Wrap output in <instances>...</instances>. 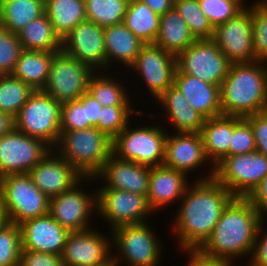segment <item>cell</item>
I'll return each mask as SVG.
<instances>
[{
	"label": "cell",
	"instance_id": "obj_13",
	"mask_svg": "<svg viewBox=\"0 0 267 266\" xmlns=\"http://www.w3.org/2000/svg\"><path fill=\"white\" fill-rule=\"evenodd\" d=\"M212 40L231 64L256 62L252 34V9L214 28Z\"/></svg>",
	"mask_w": 267,
	"mask_h": 266
},
{
	"label": "cell",
	"instance_id": "obj_2",
	"mask_svg": "<svg viewBox=\"0 0 267 266\" xmlns=\"http://www.w3.org/2000/svg\"><path fill=\"white\" fill-rule=\"evenodd\" d=\"M260 212L247 198L234 197L223 209L213 232L197 249L207 257L232 262L234 257L252 255Z\"/></svg>",
	"mask_w": 267,
	"mask_h": 266
},
{
	"label": "cell",
	"instance_id": "obj_36",
	"mask_svg": "<svg viewBox=\"0 0 267 266\" xmlns=\"http://www.w3.org/2000/svg\"><path fill=\"white\" fill-rule=\"evenodd\" d=\"M174 7L196 40L213 38L214 27L201 9L198 0H174Z\"/></svg>",
	"mask_w": 267,
	"mask_h": 266
},
{
	"label": "cell",
	"instance_id": "obj_47",
	"mask_svg": "<svg viewBox=\"0 0 267 266\" xmlns=\"http://www.w3.org/2000/svg\"><path fill=\"white\" fill-rule=\"evenodd\" d=\"M263 224V218H261L257 230L254 251L249 261L251 264L249 263V266H267V232L261 237V240L259 238V235L264 231L262 228Z\"/></svg>",
	"mask_w": 267,
	"mask_h": 266
},
{
	"label": "cell",
	"instance_id": "obj_1",
	"mask_svg": "<svg viewBox=\"0 0 267 266\" xmlns=\"http://www.w3.org/2000/svg\"><path fill=\"white\" fill-rule=\"evenodd\" d=\"M209 176L196 181L182 197L175 216L174 230L183 250H197L213 232L223 209L234 198L232 193L214 178V166ZM190 187V188H189Z\"/></svg>",
	"mask_w": 267,
	"mask_h": 266
},
{
	"label": "cell",
	"instance_id": "obj_20",
	"mask_svg": "<svg viewBox=\"0 0 267 266\" xmlns=\"http://www.w3.org/2000/svg\"><path fill=\"white\" fill-rule=\"evenodd\" d=\"M22 250L62 255L70 233L60 226L49 213L19 224Z\"/></svg>",
	"mask_w": 267,
	"mask_h": 266
},
{
	"label": "cell",
	"instance_id": "obj_12",
	"mask_svg": "<svg viewBox=\"0 0 267 266\" xmlns=\"http://www.w3.org/2000/svg\"><path fill=\"white\" fill-rule=\"evenodd\" d=\"M113 244L129 266H157L161 244L147 222L125 224L112 229ZM157 237V238H156Z\"/></svg>",
	"mask_w": 267,
	"mask_h": 266
},
{
	"label": "cell",
	"instance_id": "obj_26",
	"mask_svg": "<svg viewBox=\"0 0 267 266\" xmlns=\"http://www.w3.org/2000/svg\"><path fill=\"white\" fill-rule=\"evenodd\" d=\"M242 118L240 116L219 115L205 119L200 133L205 154L214 166L225 156H229L233 128Z\"/></svg>",
	"mask_w": 267,
	"mask_h": 266
},
{
	"label": "cell",
	"instance_id": "obj_49",
	"mask_svg": "<svg viewBox=\"0 0 267 266\" xmlns=\"http://www.w3.org/2000/svg\"><path fill=\"white\" fill-rule=\"evenodd\" d=\"M78 100L83 106H86L87 121H90V128H97L103 106L88 92L84 93Z\"/></svg>",
	"mask_w": 267,
	"mask_h": 266
},
{
	"label": "cell",
	"instance_id": "obj_45",
	"mask_svg": "<svg viewBox=\"0 0 267 266\" xmlns=\"http://www.w3.org/2000/svg\"><path fill=\"white\" fill-rule=\"evenodd\" d=\"M244 118L251 124L256 151L267 157V110Z\"/></svg>",
	"mask_w": 267,
	"mask_h": 266
},
{
	"label": "cell",
	"instance_id": "obj_44",
	"mask_svg": "<svg viewBox=\"0 0 267 266\" xmlns=\"http://www.w3.org/2000/svg\"><path fill=\"white\" fill-rule=\"evenodd\" d=\"M256 151L251 124L243 117L233 128L229 155L246 154Z\"/></svg>",
	"mask_w": 267,
	"mask_h": 266
},
{
	"label": "cell",
	"instance_id": "obj_54",
	"mask_svg": "<svg viewBox=\"0 0 267 266\" xmlns=\"http://www.w3.org/2000/svg\"><path fill=\"white\" fill-rule=\"evenodd\" d=\"M101 266H115V264H104V265H101Z\"/></svg>",
	"mask_w": 267,
	"mask_h": 266
},
{
	"label": "cell",
	"instance_id": "obj_30",
	"mask_svg": "<svg viewBox=\"0 0 267 266\" xmlns=\"http://www.w3.org/2000/svg\"><path fill=\"white\" fill-rule=\"evenodd\" d=\"M45 0H0V23L17 34L45 13Z\"/></svg>",
	"mask_w": 267,
	"mask_h": 266
},
{
	"label": "cell",
	"instance_id": "obj_3",
	"mask_svg": "<svg viewBox=\"0 0 267 266\" xmlns=\"http://www.w3.org/2000/svg\"><path fill=\"white\" fill-rule=\"evenodd\" d=\"M263 63L230 65L219 86L222 115L246 117L267 110V67Z\"/></svg>",
	"mask_w": 267,
	"mask_h": 266
},
{
	"label": "cell",
	"instance_id": "obj_10",
	"mask_svg": "<svg viewBox=\"0 0 267 266\" xmlns=\"http://www.w3.org/2000/svg\"><path fill=\"white\" fill-rule=\"evenodd\" d=\"M95 72L66 53L57 52L43 91L61 104L78 100L88 91L89 80Z\"/></svg>",
	"mask_w": 267,
	"mask_h": 266
},
{
	"label": "cell",
	"instance_id": "obj_19",
	"mask_svg": "<svg viewBox=\"0 0 267 266\" xmlns=\"http://www.w3.org/2000/svg\"><path fill=\"white\" fill-rule=\"evenodd\" d=\"M54 154L55 156L53 157L52 152L49 151L28 173L35 186L48 198L70 190L83 178V176L59 154L56 152Z\"/></svg>",
	"mask_w": 267,
	"mask_h": 266
},
{
	"label": "cell",
	"instance_id": "obj_18",
	"mask_svg": "<svg viewBox=\"0 0 267 266\" xmlns=\"http://www.w3.org/2000/svg\"><path fill=\"white\" fill-rule=\"evenodd\" d=\"M130 68L143 77L157 99L174 84L176 56L155 44H144Z\"/></svg>",
	"mask_w": 267,
	"mask_h": 266
},
{
	"label": "cell",
	"instance_id": "obj_39",
	"mask_svg": "<svg viewBox=\"0 0 267 266\" xmlns=\"http://www.w3.org/2000/svg\"><path fill=\"white\" fill-rule=\"evenodd\" d=\"M250 8L256 60L267 62V0L254 2Z\"/></svg>",
	"mask_w": 267,
	"mask_h": 266
},
{
	"label": "cell",
	"instance_id": "obj_8",
	"mask_svg": "<svg viewBox=\"0 0 267 266\" xmlns=\"http://www.w3.org/2000/svg\"><path fill=\"white\" fill-rule=\"evenodd\" d=\"M267 175V157L257 151L225 156L214 166L213 178L234 197L247 198Z\"/></svg>",
	"mask_w": 267,
	"mask_h": 266
},
{
	"label": "cell",
	"instance_id": "obj_4",
	"mask_svg": "<svg viewBox=\"0 0 267 266\" xmlns=\"http://www.w3.org/2000/svg\"><path fill=\"white\" fill-rule=\"evenodd\" d=\"M59 154L83 177L95 179L112 155V139L96 127L64 131L58 143Z\"/></svg>",
	"mask_w": 267,
	"mask_h": 266
},
{
	"label": "cell",
	"instance_id": "obj_51",
	"mask_svg": "<svg viewBox=\"0 0 267 266\" xmlns=\"http://www.w3.org/2000/svg\"><path fill=\"white\" fill-rule=\"evenodd\" d=\"M154 13L159 16L164 15L167 11L174 7V0H141Z\"/></svg>",
	"mask_w": 267,
	"mask_h": 266
},
{
	"label": "cell",
	"instance_id": "obj_6",
	"mask_svg": "<svg viewBox=\"0 0 267 266\" xmlns=\"http://www.w3.org/2000/svg\"><path fill=\"white\" fill-rule=\"evenodd\" d=\"M128 126L112 140V155L148 167L162 166L169 134L154 125L131 130Z\"/></svg>",
	"mask_w": 267,
	"mask_h": 266
},
{
	"label": "cell",
	"instance_id": "obj_37",
	"mask_svg": "<svg viewBox=\"0 0 267 266\" xmlns=\"http://www.w3.org/2000/svg\"><path fill=\"white\" fill-rule=\"evenodd\" d=\"M98 76V77H97ZM91 76L88 83L90 93L103 107L114 105H130L129 96L121 83L104 75Z\"/></svg>",
	"mask_w": 267,
	"mask_h": 266
},
{
	"label": "cell",
	"instance_id": "obj_52",
	"mask_svg": "<svg viewBox=\"0 0 267 266\" xmlns=\"http://www.w3.org/2000/svg\"><path fill=\"white\" fill-rule=\"evenodd\" d=\"M15 128L14 118L5 112H0V137Z\"/></svg>",
	"mask_w": 267,
	"mask_h": 266
},
{
	"label": "cell",
	"instance_id": "obj_50",
	"mask_svg": "<svg viewBox=\"0 0 267 266\" xmlns=\"http://www.w3.org/2000/svg\"><path fill=\"white\" fill-rule=\"evenodd\" d=\"M190 254L188 266H232L230 262L204 256L198 250H182Z\"/></svg>",
	"mask_w": 267,
	"mask_h": 266
},
{
	"label": "cell",
	"instance_id": "obj_22",
	"mask_svg": "<svg viewBox=\"0 0 267 266\" xmlns=\"http://www.w3.org/2000/svg\"><path fill=\"white\" fill-rule=\"evenodd\" d=\"M208 162L201 133H177L167 136L163 165L187 174Z\"/></svg>",
	"mask_w": 267,
	"mask_h": 266
},
{
	"label": "cell",
	"instance_id": "obj_25",
	"mask_svg": "<svg viewBox=\"0 0 267 266\" xmlns=\"http://www.w3.org/2000/svg\"><path fill=\"white\" fill-rule=\"evenodd\" d=\"M166 111V116L179 133H200L205 118L195 110L174 84L157 98ZM168 114V115H167Z\"/></svg>",
	"mask_w": 267,
	"mask_h": 266
},
{
	"label": "cell",
	"instance_id": "obj_34",
	"mask_svg": "<svg viewBox=\"0 0 267 266\" xmlns=\"http://www.w3.org/2000/svg\"><path fill=\"white\" fill-rule=\"evenodd\" d=\"M33 92L28 84L11 74L0 75V112L15 118Z\"/></svg>",
	"mask_w": 267,
	"mask_h": 266
},
{
	"label": "cell",
	"instance_id": "obj_40",
	"mask_svg": "<svg viewBox=\"0 0 267 266\" xmlns=\"http://www.w3.org/2000/svg\"><path fill=\"white\" fill-rule=\"evenodd\" d=\"M129 105L102 107L97 128L112 140L129 124L130 114L134 112Z\"/></svg>",
	"mask_w": 267,
	"mask_h": 266
},
{
	"label": "cell",
	"instance_id": "obj_9",
	"mask_svg": "<svg viewBox=\"0 0 267 266\" xmlns=\"http://www.w3.org/2000/svg\"><path fill=\"white\" fill-rule=\"evenodd\" d=\"M231 63L212 39L196 40L176 56V72L198 77L219 85L228 74Z\"/></svg>",
	"mask_w": 267,
	"mask_h": 266
},
{
	"label": "cell",
	"instance_id": "obj_48",
	"mask_svg": "<svg viewBox=\"0 0 267 266\" xmlns=\"http://www.w3.org/2000/svg\"><path fill=\"white\" fill-rule=\"evenodd\" d=\"M247 199L260 212L261 218H263L264 212L267 213V175L251 192Z\"/></svg>",
	"mask_w": 267,
	"mask_h": 266
},
{
	"label": "cell",
	"instance_id": "obj_27",
	"mask_svg": "<svg viewBox=\"0 0 267 266\" xmlns=\"http://www.w3.org/2000/svg\"><path fill=\"white\" fill-rule=\"evenodd\" d=\"M104 43L107 67L112 61L131 67L144 45L123 22L104 28Z\"/></svg>",
	"mask_w": 267,
	"mask_h": 266
},
{
	"label": "cell",
	"instance_id": "obj_17",
	"mask_svg": "<svg viewBox=\"0 0 267 266\" xmlns=\"http://www.w3.org/2000/svg\"><path fill=\"white\" fill-rule=\"evenodd\" d=\"M84 179L86 177H83L70 190L49 198V214L69 232L89 229L88 219L92 213L91 209L93 208L92 211L97 209V194L90 196L78 187Z\"/></svg>",
	"mask_w": 267,
	"mask_h": 266
},
{
	"label": "cell",
	"instance_id": "obj_23",
	"mask_svg": "<svg viewBox=\"0 0 267 266\" xmlns=\"http://www.w3.org/2000/svg\"><path fill=\"white\" fill-rule=\"evenodd\" d=\"M187 175L164 165L151 167L147 200L154 211L181 200L188 188ZM181 198V199H180Z\"/></svg>",
	"mask_w": 267,
	"mask_h": 266
},
{
	"label": "cell",
	"instance_id": "obj_41",
	"mask_svg": "<svg viewBox=\"0 0 267 266\" xmlns=\"http://www.w3.org/2000/svg\"><path fill=\"white\" fill-rule=\"evenodd\" d=\"M201 9L209 19L212 26L227 22L242 12L246 5L243 0H198Z\"/></svg>",
	"mask_w": 267,
	"mask_h": 266
},
{
	"label": "cell",
	"instance_id": "obj_7",
	"mask_svg": "<svg viewBox=\"0 0 267 266\" xmlns=\"http://www.w3.org/2000/svg\"><path fill=\"white\" fill-rule=\"evenodd\" d=\"M0 194L10 223L19 225L49 213V198L35 186L28 173L0 178Z\"/></svg>",
	"mask_w": 267,
	"mask_h": 266
},
{
	"label": "cell",
	"instance_id": "obj_53",
	"mask_svg": "<svg viewBox=\"0 0 267 266\" xmlns=\"http://www.w3.org/2000/svg\"><path fill=\"white\" fill-rule=\"evenodd\" d=\"M9 223L10 222L6 212V208L3 205V200L0 194V230L3 229Z\"/></svg>",
	"mask_w": 267,
	"mask_h": 266
},
{
	"label": "cell",
	"instance_id": "obj_43",
	"mask_svg": "<svg viewBox=\"0 0 267 266\" xmlns=\"http://www.w3.org/2000/svg\"><path fill=\"white\" fill-rule=\"evenodd\" d=\"M60 134L64 131H77L90 128L87 121L86 106L79 100L61 104Z\"/></svg>",
	"mask_w": 267,
	"mask_h": 266
},
{
	"label": "cell",
	"instance_id": "obj_11",
	"mask_svg": "<svg viewBox=\"0 0 267 266\" xmlns=\"http://www.w3.org/2000/svg\"><path fill=\"white\" fill-rule=\"evenodd\" d=\"M43 140L30 137L15 128L0 137V178L29 173L49 151Z\"/></svg>",
	"mask_w": 267,
	"mask_h": 266
},
{
	"label": "cell",
	"instance_id": "obj_14",
	"mask_svg": "<svg viewBox=\"0 0 267 266\" xmlns=\"http://www.w3.org/2000/svg\"><path fill=\"white\" fill-rule=\"evenodd\" d=\"M100 189V190H99ZM97 192V214L114 229L125 224L145 223V217L153 210L147 196L113 188H99Z\"/></svg>",
	"mask_w": 267,
	"mask_h": 266
},
{
	"label": "cell",
	"instance_id": "obj_5",
	"mask_svg": "<svg viewBox=\"0 0 267 266\" xmlns=\"http://www.w3.org/2000/svg\"><path fill=\"white\" fill-rule=\"evenodd\" d=\"M61 103L43 90L34 91L14 118L15 129L56 148L60 138Z\"/></svg>",
	"mask_w": 267,
	"mask_h": 266
},
{
	"label": "cell",
	"instance_id": "obj_42",
	"mask_svg": "<svg viewBox=\"0 0 267 266\" xmlns=\"http://www.w3.org/2000/svg\"><path fill=\"white\" fill-rule=\"evenodd\" d=\"M22 50L18 35L0 23V75L12 73Z\"/></svg>",
	"mask_w": 267,
	"mask_h": 266
},
{
	"label": "cell",
	"instance_id": "obj_28",
	"mask_svg": "<svg viewBox=\"0 0 267 266\" xmlns=\"http://www.w3.org/2000/svg\"><path fill=\"white\" fill-rule=\"evenodd\" d=\"M60 51H35L23 49L12 76L28 84L34 91L46 86L53 56Z\"/></svg>",
	"mask_w": 267,
	"mask_h": 266
},
{
	"label": "cell",
	"instance_id": "obj_46",
	"mask_svg": "<svg viewBox=\"0 0 267 266\" xmlns=\"http://www.w3.org/2000/svg\"><path fill=\"white\" fill-rule=\"evenodd\" d=\"M19 266H65L61 255L22 250Z\"/></svg>",
	"mask_w": 267,
	"mask_h": 266
},
{
	"label": "cell",
	"instance_id": "obj_15",
	"mask_svg": "<svg viewBox=\"0 0 267 266\" xmlns=\"http://www.w3.org/2000/svg\"><path fill=\"white\" fill-rule=\"evenodd\" d=\"M101 233L89 229L70 232L61 255L65 266H101L115 264L118 266V256L114 257L110 249L112 242ZM111 255V256H110ZM113 255V256H112Z\"/></svg>",
	"mask_w": 267,
	"mask_h": 266
},
{
	"label": "cell",
	"instance_id": "obj_38",
	"mask_svg": "<svg viewBox=\"0 0 267 266\" xmlns=\"http://www.w3.org/2000/svg\"><path fill=\"white\" fill-rule=\"evenodd\" d=\"M21 252L20 226L9 223L0 230V266H19Z\"/></svg>",
	"mask_w": 267,
	"mask_h": 266
},
{
	"label": "cell",
	"instance_id": "obj_16",
	"mask_svg": "<svg viewBox=\"0 0 267 266\" xmlns=\"http://www.w3.org/2000/svg\"><path fill=\"white\" fill-rule=\"evenodd\" d=\"M61 51L93 70L106 66L104 28L85 20L61 40Z\"/></svg>",
	"mask_w": 267,
	"mask_h": 266
},
{
	"label": "cell",
	"instance_id": "obj_35",
	"mask_svg": "<svg viewBox=\"0 0 267 266\" xmlns=\"http://www.w3.org/2000/svg\"><path fill=\"white\" fill-rule=\"evenodd\" d=\"M86 18L105 28L122 23L130 0H84Z\"/></svg>",
	"mask_w": 267,
	"mask_h": 266
},
{
	"label": "cell",
	"instance_id": "obj_31",
	"mask_svg": "<svg viewBox=\"0 0 267 266\" xmlns=\"http://www.w3.org/2000/svg\"><path fill=\"white\" fill-rule=\"evenodd\" d=\"M44 8L61 40L76 25L87 20L84 0H45Z\"/></svg>",
	"mask_w": 267,
	"mask_h": 266
},
{
	"label": "cell",
	"instance_id": "obj_24",
	"mask_svg": "<svg viewBox=\"0 0 267 266\" xmlns=\"http://www.w3.org/2000/svg\"><path fill=\"white\" fill-rule=\"evenodd\" d=\"M174 85L205 119L222 115L219 85H213L198 77L183 73H175Z\"/></svg>",
	"mask_w": 267,
	"mask_h": 266
},
{
	"label": "cell",
	"instance_id": "obj_29",
	"mask_svg": "<svg viewBox=\"0 0 267 266\" xmlns=\"http://www.w3.org/2000/svg\"><path fill=\"white\" fill-rule=\"evenodd\" d=\"M195 41L188 25L175 7L160 16V29L155 45L177 56Z\"/></svg>",
	"mask_w": 267,
	"mask_h": 266
},
{
	"label": "cell",
	"instance_id": "obj_33",
	"mask_svg": "<svg viewBox=\"0 0 267 266\" xmlns=\"http://www.w3.org/2000/svg\"><path fill=\"white\" fill-rule=\"evenodd\" d=\"M17 35L25 50L61 51V39L46 13L31 21Z\"/></svg>",
	"mask_w": 267,
	"mask_h": 266
},
{
	"label": "cell",
	"instance_id": "obj_32",
	"mask_svg": "<svg viewBox=\"0 0 267 266\" xmlns=\"http://www.w3.org/2000/svg\"><path fill=\"white\" fill-rule=\"evenodd\" d=\"M123 23L144 44H154L160 29V16L141 0H130Z\"/></svg>",
	"mask_w": 267,
	"mask_h": 266
},
{
	"label": "cell",
	"instance_id": "obj_21",
	"mask_svg": "<svg viewBox=\"0 0 267 266\" xmlns=\"http://www.w3.org/2000/svg\"><path fill=\"white\" fill-rule=\"evenodd\" d=\"M150 173L151 167L124 161L111 155L96 177L101 176L102 178L103 176V180L108 182L103 188H113L147 196Z\"/></svg>",
	"mask_w": 267,
	"mask_h": 266
}]
</instances>
